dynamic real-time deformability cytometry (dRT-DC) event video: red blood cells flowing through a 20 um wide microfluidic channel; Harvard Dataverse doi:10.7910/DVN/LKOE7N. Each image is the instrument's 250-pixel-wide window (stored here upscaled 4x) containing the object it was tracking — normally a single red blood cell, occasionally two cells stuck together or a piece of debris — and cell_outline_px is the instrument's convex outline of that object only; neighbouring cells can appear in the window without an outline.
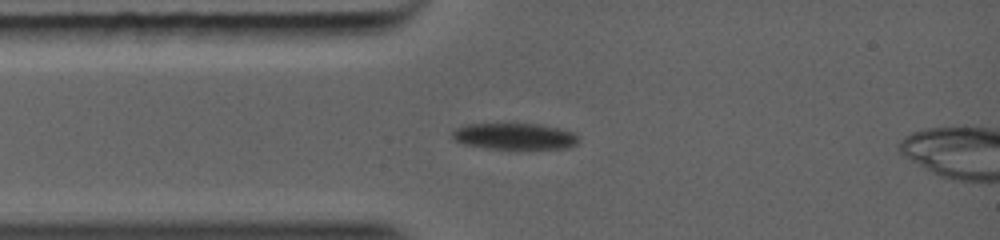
{"species": "common noctule bat (a hibernating species)", "species_latin": "Nyctalus noctula", "temperature_condition": "warm", "stored_images_in_passage": 3, "camera_frame_rate_fps": 5000, "um_per_image_px": 0.085, "animal": {"sex": "female", "body_mass_g": 19.0, "forearm_length_mm": 56.7}, "frame": {"image": 1, "passage_image": 2, "time_ms": 1.0, "image_size_px": [1000, 240], "cell_outline_px": [[580, 140], [576, 144], [568, 148], [528, 152], [488, 148], [464, 144], [456, 140], [452, 136], [452, 132], [456, 128], [468, 124], [544, 124], [576, 132]], "centroid_in_image_um": [43.87, 11.63], "position_along_channel_um": 41.1, "area_um2": 20.46}}